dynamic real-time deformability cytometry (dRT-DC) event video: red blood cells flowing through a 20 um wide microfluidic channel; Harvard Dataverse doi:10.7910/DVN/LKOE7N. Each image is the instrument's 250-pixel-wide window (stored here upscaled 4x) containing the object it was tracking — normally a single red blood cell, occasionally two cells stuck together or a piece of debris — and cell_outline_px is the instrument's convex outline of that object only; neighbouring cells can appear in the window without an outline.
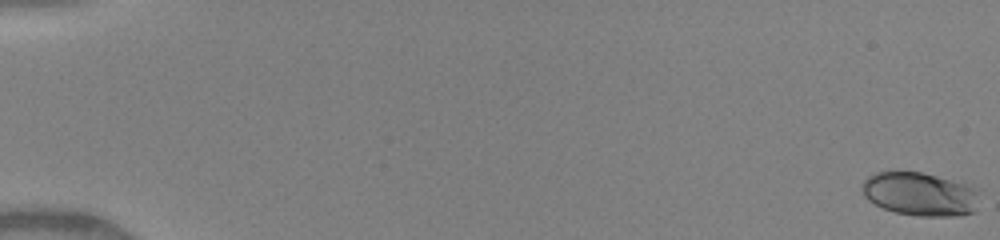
{"species": "human", "species_latin": "Homo sapiens", "temperature_condition": "warm", "stored_images_in_passage": 29, "camera_frame_rate_fps": 3000, "um_per_image_px": 0.085, "donor": {"sex": "female"}, "frame": {"image": 1, "passage_image": 1, "time_ms": 0.0, "image_size_px": [1000, 240], "cell_outline_px": [[980, 192], [976, 212], [960, 216], [916, 216], [896, 212], [884, 208], [868, 200], [864, 196], [860, 188], [864, 180], [868, 176], [876, 172], [896, 168], [920, 172], [968, 184], [976, 188]], "centroid_in_image_um": [78.19, 16.46], "position_along_channel_um": 6.8, "area_um2": 30.69}}
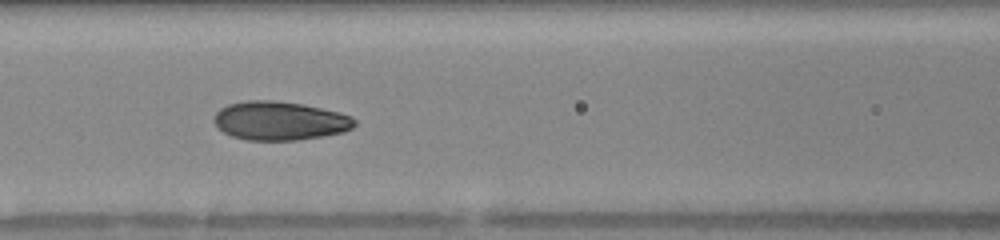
{"frame": {"image": 2, "passage_image": 17, "time_ms": 7.667, "image_size_px": [1000, 240], "cell_outline_px": [[356, 124], [352, 128], [344, 132], [296, 140], [248, 140], [232, 136], [216, 128], [212, 120], [216, 112], [220, 108], [228, 104], [248, 100], [272, 100], [304, 104], [352, 116], [356, 120]], "centroid_in_image_um": [23.74, 10.26], "position_along_channel_um": 142.9, "area_um2": 31.79}}
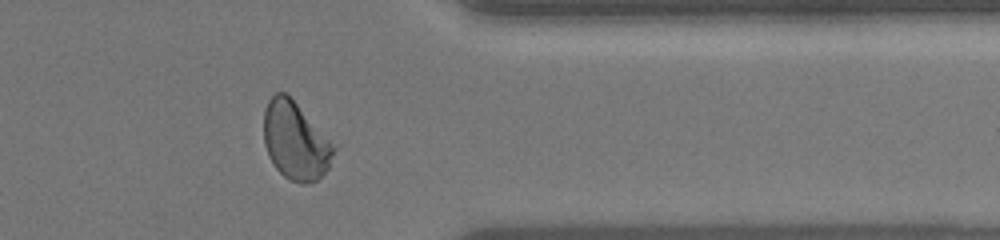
{"frame": {"image": 3, "passage_image": 27, "time_ms": 13.667, "image_size_px": [1000, 240], "cell_outline_px": [[336, 148], [328, 168], [316, 180], [304, 184], [300, 184], [288, 180], [276, 168], [268, 156], [264, 144], [264, 112], [268, 100], [276, 92], [284, 92], [296, 104]], "centroid_in_image_um": [25.07, 12.01], "position_along_channel_um": 386.3, "area_um2": 31.04}}